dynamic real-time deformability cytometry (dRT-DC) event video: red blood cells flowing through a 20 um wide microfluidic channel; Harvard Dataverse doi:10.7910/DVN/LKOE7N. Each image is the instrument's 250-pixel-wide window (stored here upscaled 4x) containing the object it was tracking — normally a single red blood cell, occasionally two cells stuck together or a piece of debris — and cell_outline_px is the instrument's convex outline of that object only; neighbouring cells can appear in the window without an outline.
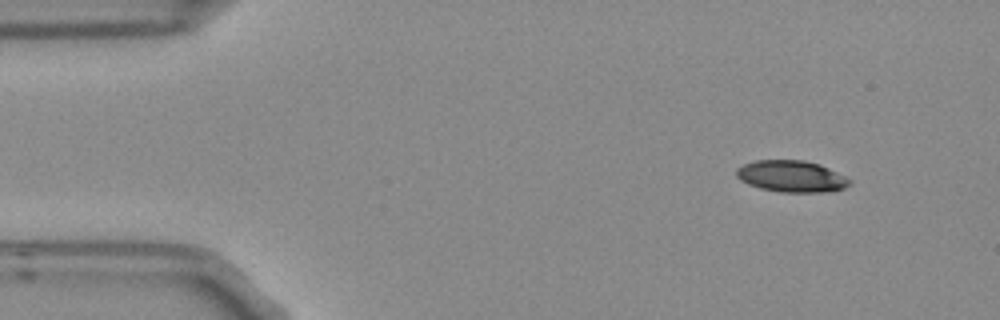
{"species": "Egyptian fruit bat (a non-hibernating species)", "species_latin": "Rousettus aegyptiacus", "temperature_condition": "room temperature", "stored_images_in_passage": 4, "camera_frame_rate_fps": 3000, "um_per_image_px": 0.085, "frame": {"image": 1, "passage_image": 1, "time_ms": 0.0, "image_size_px": [1000, 320], "cell_outline_px": [[852, 184], [844, 188], [832, 192], [780, 192], [760, 188], [748, 184], [740, 180], [736, 176], [736, 168], [744, 164], [756, 160], [804, 160], [820, 164], [852, 180]], "centroid_in_image_um": [67.29, 14.99], "position_along_channel_um": 17.7, "area_um2": 20.98}}
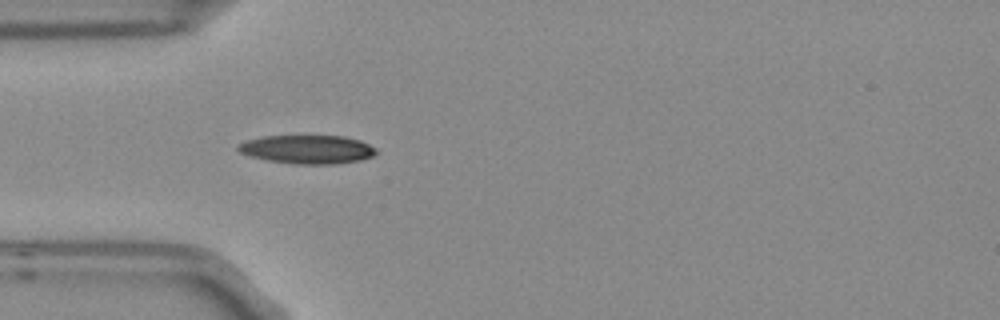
{"frame": {"image": 2, "passage_image": 4, "time_ms": 1.0, "image_size_px": [1000, 320], "cell_outline_px": [[376, 152], [372, 156], [360, 160], [336, 164], [292, 164], [268, 160], [248, 156], [240, 152], [236, 148], [240, 144], [248, 140], [260, 136], [344, 136], [360, 140], [376, 148]], "centroid_in_image_um": [26.12, 12.7], "position_along_channel_um": 58.9, "area_um2": 23.0}}